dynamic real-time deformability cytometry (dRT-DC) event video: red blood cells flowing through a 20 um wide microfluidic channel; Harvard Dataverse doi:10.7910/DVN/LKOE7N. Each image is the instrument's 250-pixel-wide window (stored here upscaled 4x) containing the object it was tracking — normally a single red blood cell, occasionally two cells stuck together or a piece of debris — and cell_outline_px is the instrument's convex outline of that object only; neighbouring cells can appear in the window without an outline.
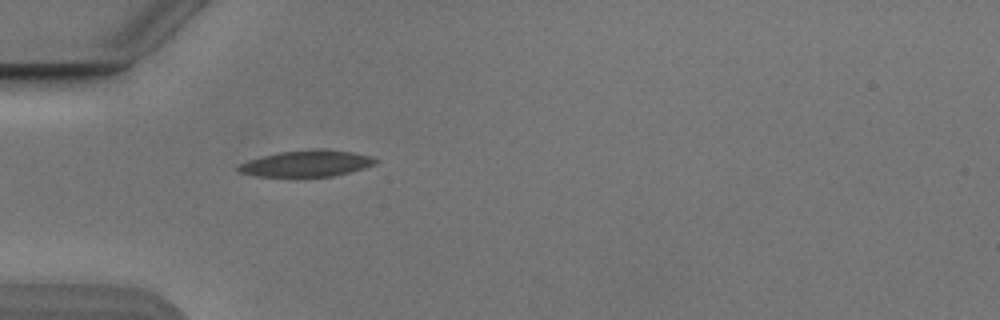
{"species": "Egyptian fruit bat (a non-hibernating species)", "species_latin": "Rousettus aegyptiacus", "temperature_condition": "cold", "stored_images_in_passage": 37, "camera_frame_rate_fps": 3000, "um_per_image_px": 0.085, "animal": {"sex": "male"}, "frame": {"image": 1, "passage_image": 1, "time_ms": 0.0, "image_size_px": [1000, 320], "cell_outline_px": [[380, 160], [376, 164], [364, 168], [332, 176], [256, 176], [240, 172], [236, 168], [240, 164], [248, 160], [280, 152], [316, 148], [324, 148], [352, 152], [372, 156]], "centroid_in_image_um": [26.12, 13.88], "position_along_channel_um": 58.9, "area_um2": 20.98}}
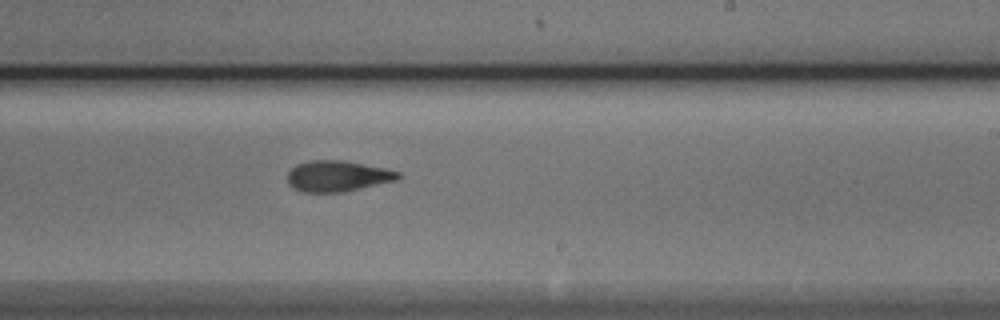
{"frame": {"image": 2, "passage_image": 17, "time_ms": 5.333, "image_size_px": [1000, 320], "cell_outline_px": [[400, 176], [396, 180], [344, 192], [304, 192], [288, 184], [288, 172], [296, 164], [312, 160], [344, 160], [384, 168], [400, 172]], "centroid_in_image_um": [28.68, 14.96], "position_along_channel_um": 260.3, "area_um2": 19.77}}
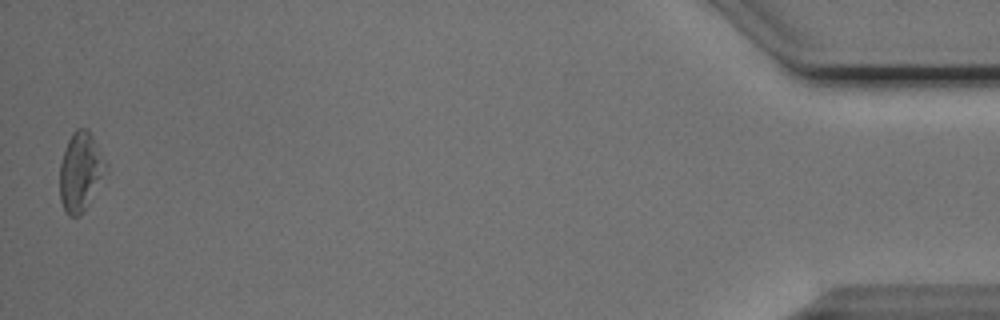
{"frame": {"image": 3, "passage_image": 37, "time_ms": 12.0, "image_size_px": [1000, 320], "cell_outline_px": [[108, 164], [88, 204], [80, 216], [68, 216], [60, 200], [60, 164], [68, 140], [72, 132], [76, 128], [88, 128]], "centroid_in_image_um": [6.82, 14.56], "position_along_channel_um": 428.4, "area_um2": 20.81}, "authors_computed_cell_mechanics": {"area_um2": 19.8254, "velocity_mm_per_s": 3.8817, "shape_relaxation_time_tau1_ms": 4.9097, "shape_relaxation_time_tau2_ms": 3.2787, "deformation_change_tau1": 0.1747, "deformation_change_tau2": 0.1212}}